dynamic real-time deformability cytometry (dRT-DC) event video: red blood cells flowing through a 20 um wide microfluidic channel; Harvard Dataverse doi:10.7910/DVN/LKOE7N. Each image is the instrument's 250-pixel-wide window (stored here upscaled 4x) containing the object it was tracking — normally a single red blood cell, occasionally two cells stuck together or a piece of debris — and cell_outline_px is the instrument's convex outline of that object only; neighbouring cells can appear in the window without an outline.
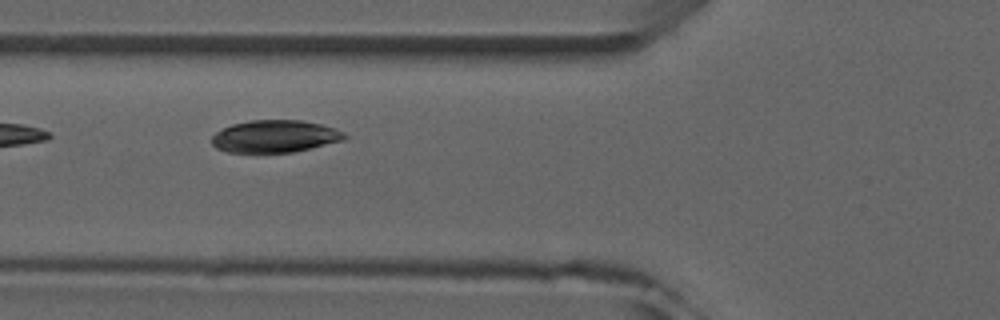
{"species": "common noctule bat (a hibernating species)", "species_latin": "Nyctalus noctula", "temperature_condition": "room temperature", "stored_images_in_passage": 7, "camera_frame_rate_fps": 3000, "um_per_image_px": 0.085, "animal": {"sex": "male", "forearm_length_mm": 52.5}, "frame": {"image": 1, "passage_image": 3, "time_ms": 2.333, "image_size_px": [1000, 320], "cell_outline_px": [[348, 136], [344, 140], [312, 148], [292, 152], [228, 152], [216, 148], [212, 144], [212, 136], [216, 132], [232, 124], [248, 120], [300, 120], [320, 124], [344, 132]], "centroid_in_image_um": [23.36, 11.59], "position_along_channel_um": 102.4, "area_um2": 24.91}}
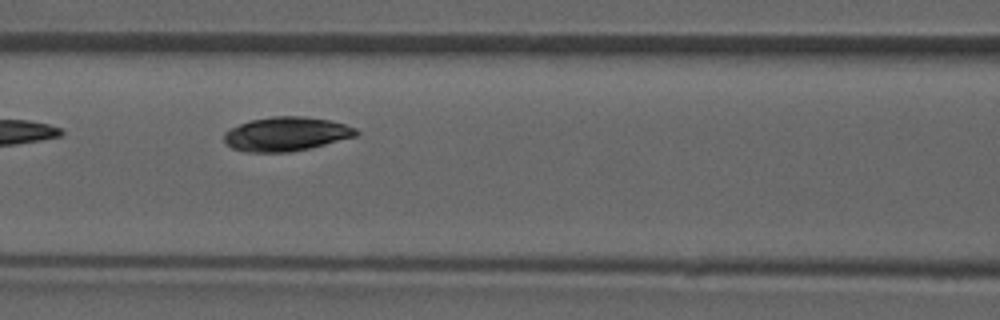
{"frame": {"image": 2, "passage_image": 4, "time_ms": 3.333, "image_size_px": [1000, 320], "cell_outline_px": [[360, 132], [356, 136], [312, 148], [288, 152], [244, 152], [232, 148], [224, 140], [224, 132], [240, 124], [252, 120], [272, 116], [304, 116], [332, 120], [356, 128]], "centroid_in_image_um": [24.36, 11.39], "position_along_channel_um": 142.2, "area_um2": 26.3}}